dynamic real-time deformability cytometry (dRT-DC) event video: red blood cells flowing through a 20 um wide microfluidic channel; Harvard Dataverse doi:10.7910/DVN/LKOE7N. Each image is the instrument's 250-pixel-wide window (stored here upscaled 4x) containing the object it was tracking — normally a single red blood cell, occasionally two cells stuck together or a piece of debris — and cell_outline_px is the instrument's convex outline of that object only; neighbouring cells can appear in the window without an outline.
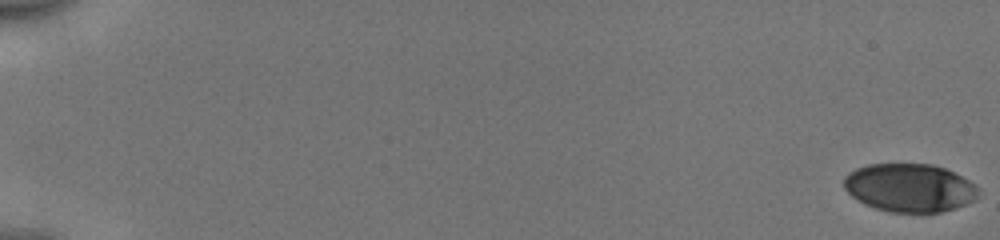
{"species": "human", "species_latin": "Homo sapiens", "temperature_condition": "cold", "stored_images_in_passage": 54, "camera_frame_rate_fps": 3000, "um_per_image_px": 0.085, "donor": {"sex": "male"}, "frame": {"image": 1, "passage_image": 1, "time_ms": 0.0, "image_size_px": [1000, 240], "cell_outline_px": [[976, 200], [956, 208], [940, 212], [888, 212], [864, 204], [856, 200], [844, 188], [844, 176], [848, 172], [856, 168], [868, 164], [932, 164], [944, 168], [976, 184]], "centroid_in_image_um": [77.28, 15.96], "position_along_channel_um": 7.7, "area_um2": 37.8}}
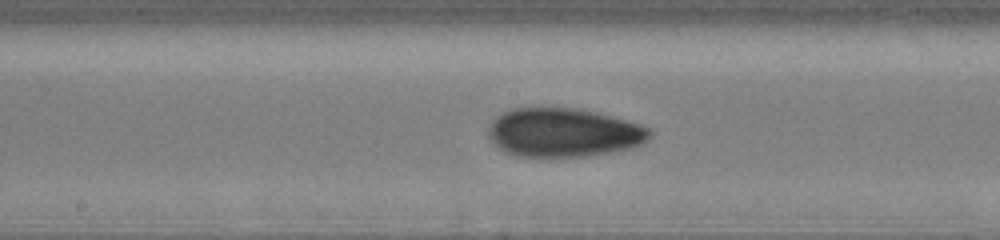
{"frame": {"image": 2, "passage_image": 31, "time_ms": 10.0, "image_size_px": [1000, 240], "cell_outline_px": [[652, 136], [648, 140], [640, 144], [628, 148], [612, 152], [584, 156], [516, 156], [504, 152], [488, 136], [488, 124], [496, 116], [512, 108], [576, 108], [600, 112], [640, 124], [652, 128]], "centroid_in_image_um": [47.92, 11.25], "position_along_channel_um": 200.3, "area_um2": 46.07}}
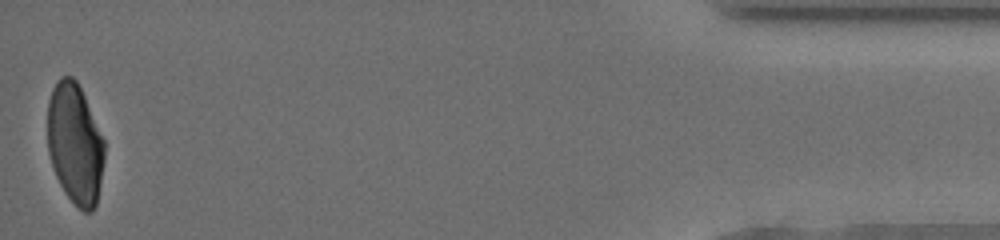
{"frame": {"image": 3, "passage_image": 54, "time_ms": 17.667, "image_size_px": [1000, 240], "cell_outline_px": [[104, 160], [96, 204], [92, 212], [84, 212], [64, 192], [56, 176], [48, 152], [48, 100], [52, 88], [56, 80], [60, 76], [72, 76], [76, 80], [84, 96], [104, 140]], "centroid_in_image_um": [6.36, 12.19], "position_along_channel_um": 428.8, "area_um2": 39.71}, "authors_computed_cell_mechanics": {"area_um2": 42.6564, "velocity_mm_per_s": 3.9709, "shape_relaxation_time_tau1_ms": 5.0121, "shape_relaxation_time_tau2_ms": 1.9819, "deformation_change_tau1": 0.1561, "deformation_change_tau2": 0.0686}}